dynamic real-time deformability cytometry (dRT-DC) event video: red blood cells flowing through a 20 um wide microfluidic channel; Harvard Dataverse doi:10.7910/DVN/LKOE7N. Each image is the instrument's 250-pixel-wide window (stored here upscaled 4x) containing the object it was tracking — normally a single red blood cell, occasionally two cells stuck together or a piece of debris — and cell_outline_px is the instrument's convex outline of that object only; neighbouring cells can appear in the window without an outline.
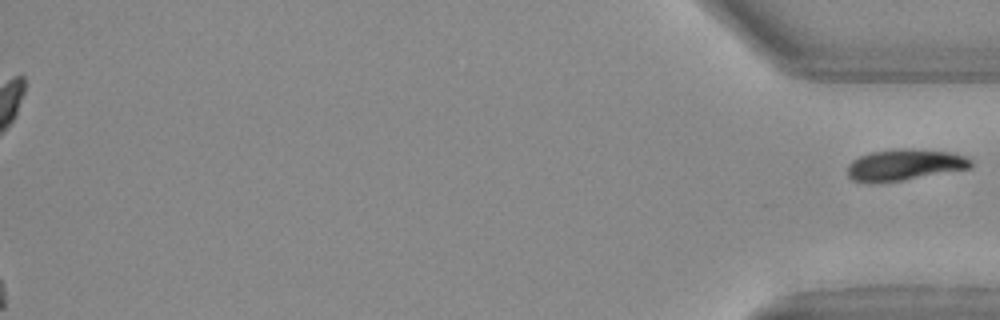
{"species": "Egyptian fruit bat (a non-hibernating species)", "species_latin": "Rousettus aegyptiacus", "temperature_condition": "warm", "stored_images_in_passage": 28, "camera_frame_rate_fps": 3000, "um_per_image_px": 0.085, "animal": {"sex": "female"}, "frame": {"image": 1, "passage_image": 28, "time_ms": 9.0, "image_size_px": [1000, 320], "cell_outline_px": [[972, 164], [968, 168], [900, 180], [868, 184], [852, 180], [848, 176], [848, 164], [852, 160], [860, 156], [872, 152], [900, 148], [912, 148], [952, 152], [964, 156], [972, 160]], "centroid_in_image_um": [76.84, 14.0], "position_along_channel_um": 358.4, "area_um2": 22.37}}